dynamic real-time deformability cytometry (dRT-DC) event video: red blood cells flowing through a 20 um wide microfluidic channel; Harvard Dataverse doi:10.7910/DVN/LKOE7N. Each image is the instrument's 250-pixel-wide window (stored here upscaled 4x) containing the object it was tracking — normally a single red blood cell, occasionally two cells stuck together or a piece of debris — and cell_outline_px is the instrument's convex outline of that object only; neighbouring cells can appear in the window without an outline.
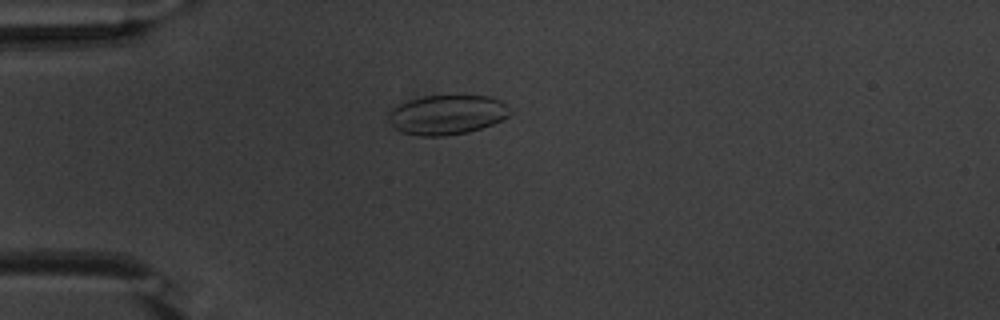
{"species": "common noctule bat (a hibernating species)", "species_latin": "Nyctalus noctula", "temperature_condition": "warm", "stored_images_in_passage": 46, "camera_frame_rate_fps": 3000, "um_per_image_px": 0.085, "animal": {"sex": "male", "body_mass_g": 20.1, "forearm_length_mm": 53.5}, "frame": {"image": 1, "passage_image": 7, "time_ms": 2.0, "image_size_px": [1000, 320], "cell_outline_px": [[512, 112], [508, 116], [492, 124], [468, 132], [444, 136], [416, 136], [400, 132], [392, 128], [388, 120], [388, 112], [392, 108], [408, 100], [424, 96], [488, 96], [500, 100]], "centroid_in_image_um": [37.93, 9.77], "position_along_channel_um": 47.1, "area_um2": 28.09}}
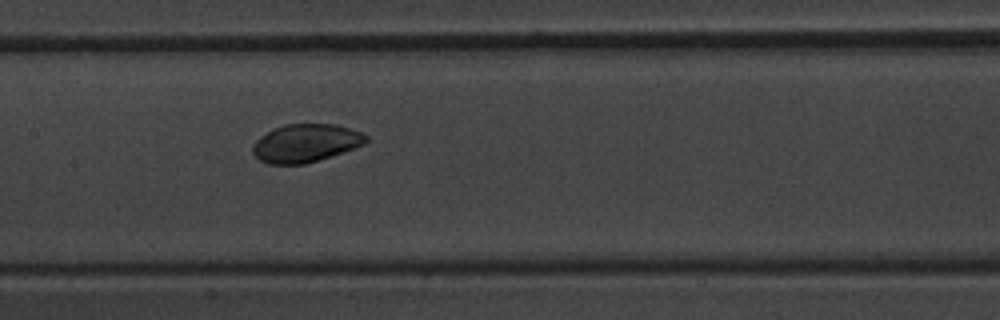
{"frame": {"image": 2, "passage_image": 19, "time_ms": 6.0, "image_size_px": [1000, 320], "cell_outline_px": [[368, 140], [364, 144], [304, 164], [268, 164], [260, 160], [252, 152], [252, 144], [256, 140], [272, 128], [284, 124], [336, 124], [360, 132], [368, 136]], "centroid_in_image_um": [25.93, 12.15], "position_along_channel_um": 181.5, "area_um2": 24.85}}
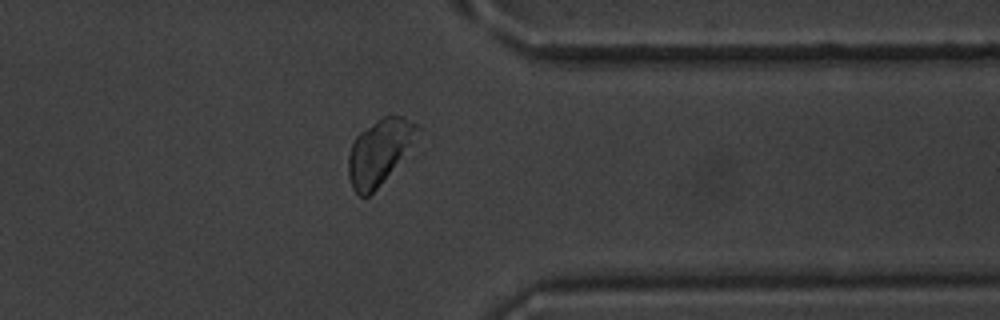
{"frame": {"image": 3, "passage_image": 35, "time_ms": 11.333, "image_size_px": [1000, 320], "cell_outline_px": [[424, 128], [380, 184], [368, 196], [360, 196], [352, 188], [348, 176], [348, 156], [352, 144], [356, 136], [360, 132], [384, 116], [404, 116]], "centroid_in_image_um": [32.24, 12.87], "position_along_channel_um": 379.2, "area_um2": 25.61}, "authors_computed_cell_mechanics": {"area_um2": 26.6169, "velocity_mm_per_s": 3.8266, "shape_relaxation_time_tau1_ms": 1.0435, "shape_relaxation_time_tau2_ms": null, "deformation_change_tau1": 0.0425, "deformation_change_tau2": null}}